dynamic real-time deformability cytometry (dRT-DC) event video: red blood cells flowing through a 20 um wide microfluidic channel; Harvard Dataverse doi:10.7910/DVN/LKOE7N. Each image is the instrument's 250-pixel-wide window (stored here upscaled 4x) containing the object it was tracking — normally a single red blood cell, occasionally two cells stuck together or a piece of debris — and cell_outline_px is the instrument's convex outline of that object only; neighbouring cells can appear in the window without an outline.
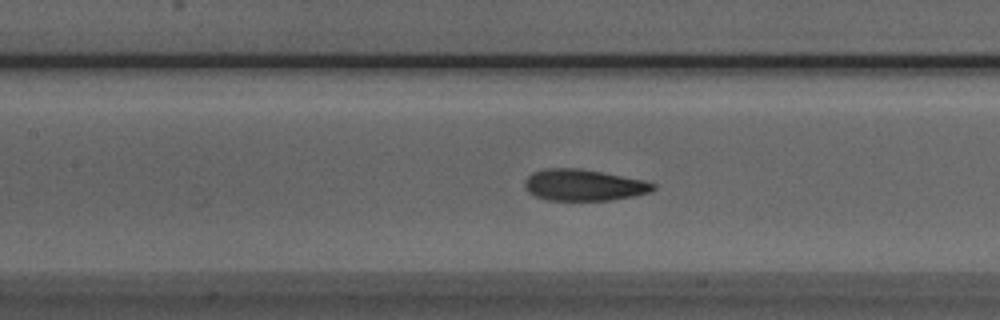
{"species": "Egyptian fruit bat (a non-hibernating species)", "species_latin": "Rousettus aegyptiacus", "temperature_condition": "room temperature", "stored_images_in_passage": 52, "camera_frame_rate_fps": 3000, "um_per_image_px": 0.085, "animal": {"sex": "male"}, "frame": {"image": 1, "passage_image": 22, "time_ms": 7.0, "image_size_px": [1000, 320], "cell_outline_px": [[656, 188], [652, 192], [612, 200], [548, 200], [536, 196], [528, 192], [524, 188], [524, 180], [532, 172], [544, 168], [580, 168], [644, 180], [656, 184]], "centroid_in_image_um": [49.6, 15.72], "position_along_channel_um": 157.8, "area_um2": 23.64}}
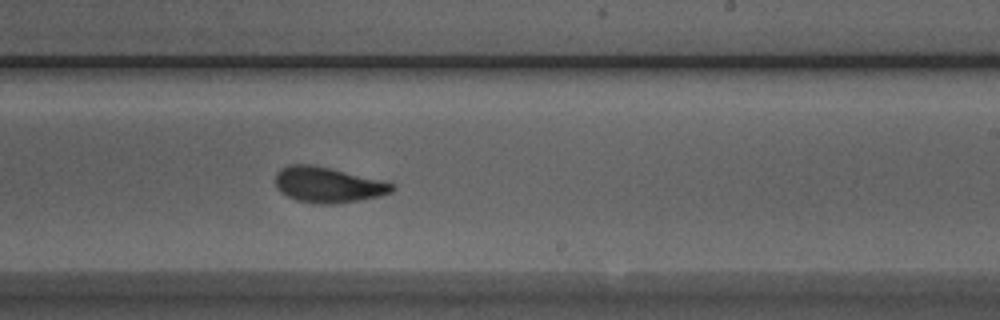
{"frame": {"image": 2, "passage_image": 30, "time_ms": 9.667, "image_size_px": [1000, 320], "cell_outline_px": [[396, 188], [392, 192], [380, 196], [332, 204], [320, 204], [296, 200], [280, 192], [276, 188], [276, 172], [280, 168], [288, 164], [312, 164], [384, 180], [396, 184]], "centroid_in_image_um": [27.88, 15.69], "position_along_channel_um": 261.1, "area_um2": 24.33}}
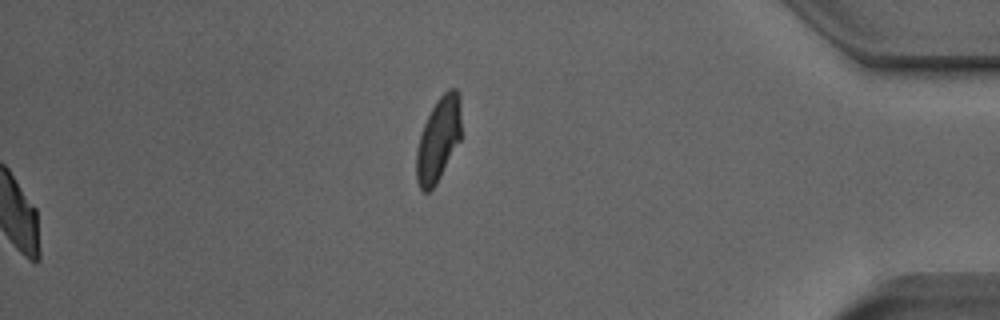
{"frame": {"image": 3, "passage_image": 52, "time_ms": 17.0, "image_size_px": [1000, 320], "cell_outline_px": [[460, 140], [436, 184], [428, 192], [424, 192], [420, 188], [416, 180], [416, 148], [420, 132], [436, 100], [448, 88], [456, 88], [460, 96]], "centroid_in_image_um": [37.24, 11.84], "position_along_channel_um": 398.0, "area_um2": 21.96}, "authors_computed_cell_mechanics": {"area_um2": 23.6402, "velocity_mm_per_s": 3.8824, "shape_relaxation_time_tau1_ms": 5.352, "shape_relaxation_time_tau2_ms": 1.4417, "deformation_change_tau1": 0.1668, "deformation_change_tau2": 0.068}}